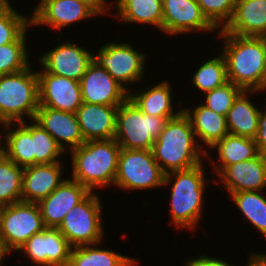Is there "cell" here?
Segmentation results:
<instances>
[{
    "label": "cell",
    "mask_w": 266,
    "mask_h": 266,
    "mask_svg": "<svg viewBox=\"0 0 266 266\" xmlns=\"http://www.w3.org/2000/svg\"><path fill=\"white\" fill-rule=\"evenodd\" d=\"M93 54V61L104 68L127 91L125 83L140 81L145 69V54L130 44L110 42Z\"/></svg>",
    "instance_id": "obj_11"
},
{
    "label": "cell",
    "mask_w": 266,
    "mask_h": 266,
    "mask_svg": "<svg viewBox=\"0 0 266 266\" xmlns=\"http://www.w3.org/2000/svg\"><path fill=\"white\" fill-rule=\"evenodd\" d=\"M231 197L247 220L266 237V198L260 191H240Z\"/></svg>",
    "instance_id": "obj_31"
},
{
    "label": "cell",
    "mask_w": 266,
    "mask_h": 266,
    "mask_svg": "<svg viewBox=\"0 0 266 266\" xmlns=\"http://www.w3.org/2000/svg\"><path fill=\"white\" fill-rule=\"evenodd\" d=\"M72 152V179L90 192L114 184L121 147L115 139L89 140Z\"/></svg>",
    "instance_id": "obj_3"
},
{
    "label": "cell",
    "mask_w": 266,
    "mask_h": 266,
    "mask_svg": "<svg viewBox=\"0 0 266 266\" xmlns=\"http://www.w3.org/2000/svg\"><path fill=\"white\" fill-rule=\"evenodd\" d=\"M237 0H197L202 13L217 29L225 28L233 17ZM224 21V23H223Z\"/></svg>",
    "instance_id": "obj_37"
},
{
    "label": "cell",
    "mask_w": 266,
    "mask_h": 266,
    "mask_svg": "<svg viewBox=\"0 0 266 266\" xmlns=\"http://www.w3.org/2000/svg\"><path fill=\"white\" fill-rule=\"evenodd\" d=\"M89 193L79 182L65 179L50 195L37 203L46 228H58L66 214Z\"/></svg>",
    "instance_id": "obj_17"
},
{
    "label": "cell",
    "mask_w": 266,
    "mask_h": 266,
    "mask_svg": "<svg viewBox=\"0 0 266 266\" xmlns=\"http://www.w3.org/2000/svg\"><path fill=\"white\" fill-rule=\"evenodd\" d=\"M203 164L165 174L164 186L172 182L170 213L176 227L193 229L197 225L203 206L206 179ZM172 176L174 178H172Z\"/></svg>",
    "instance_id": "obj_4"
},
{
    "label": "cell",
    "mask_w": 266,
    "mask_h": 266,
    "mask_svg": "<svg viewBox=\"0 0 266 266\" xmlns=\"http://www.w3.org/2000/svg\"><path fill=\"white\" fill-rule=\"evenodd\" d=\"M192 77L194 85L204 93L228 82L226 62L223 55L221 54L200 65Z\"/></svg>",
    "instance_id": "obj_32"
},
{
    "label": "cell",
    "mask_w": 266,
    "mask_h": 266,
    "mask_svg": "<svg viewBox=\"0 0 266 266\" xmlns=\"http://www.w3.org/2000/svg\"><path fill=\"white\" fill-rule=\"evenodd\" d=\"M72 246L57 228H45L28 239L18 251H23L41 266H68Z\"/></svg>",
    "instance_id": "obj_12"
},
{
    "label": "cell",
    "mask_w": 266,
    "mask_h": 266,
    "mask_svg": "<svg viewBox=\"0 0 266 266\" xmlns=\"http://www.w3.org/2000/svg\"><path fill=\"white\" fill-rule=\"evenodd\" d=\"M211 148H216L220 163L214 166L218 175L225 167L257 157L260 153L254 139L227 134Z\"/></svg>",
    "instance_id": "obj_26"
},
{
    "label": "cell",
    "mask_w": 266,
    "mask_h": 266,
    "mask_svg": "<svg viewBox=\"0 0 266 266\" xmlns=\"http://www.w3.org/2000/svg\"><path fill=\"white\" fill-rule=\"evenodd\" d=\"M23 170L0 151V207L22 201Z\"/></svg>",
    "instance_id": "obj_30"
},
{
    "label": "cell",
    "mask_w": 266,
    "mask_h": 266,
    "mask_svg": "<svg viewBox=\"0 0 266 266\" xmlns=\"http://www.w3.org/2000/svg\"><path fill=\"white\" fill-rule=\"evenodd\" d=\"M79 83L84 103L119 106L129 97V92L94 61Z\"/></svg>",
    "instance_id": "obj_13"
},
{
    "label": "cell",
    "mask_w": 266,
    "mask_h": 266,
    "mask_svg": "<svg viewBox=\"0 0 266 266\" xmlns=\"http://www.w3.org/2000/svg\"><path fill=\"white\" fill-rule=\"evenodd\" d=\"M254 140L259 153L266 156V109L265 112L260 111L258 129Z\"/></svg>",
    "instance_id": "obj_38"
},
{
    "label": "cell",
    "mask_w": 266,
    "mask_h": 266,
    "mask_svg": "<svg viewBox=\"0 0 266 266\" xmlns=\"http://www.w3.org/2000/svg\"><path fill=\"white\" fill-rule=\"evenodd\" d=\"M95 192H90L64 217L57 228L72 247L80 245L96 246L103 237L101 209L102 203Z\"/></svg>",
    "instance_id": "obj_8"
},
{
    "label": "cell",
    "mask_w": 266,
    "mask_h": 266,
    "mask_svg": "<svg viewBox=\"0 0 266 266\" xmlns=\"http://www.w3.org/2000/svg\"><path fill=\"white\" fill-rule=\"evenodd\" d=\"M218 177L230 194L240 191H260L266 187V156L237 162L225 167Z\"/></svg>",
    "instance_id": "obj_19"
},
{
    "label": "cell",
    "mask_w": 266,
    "mask_h": 266,
    "mask_svg": "<svg viewBox=\"0 0 266 266\" xmlns=\"http://www.w3.org/2000/svg\"><path fill=\"white\" fill-rule=\"evenodd\" d=\"M185 266H233L221 260L220 258H212L207 256H200L196 259L188 261Z\"/></svg>",
    "instance_id": "obj_39"
},
{
    "label": "cell",
    "mask_w": 266,
    "mask_h": 266,
    "mask_svg": "<svg viewBox=\"0 0 266 266\" xmlns=\"http://www.w3.org/2000/svg\"><path fill=\"white\" fill-rule=\"evenodd\" d=\"M262 40L263 49H264V61H265V67H266V34L259 36Z\"/></svg>",
    "instance_id": "obj_41"
},
{
    "label": "cell",
    "mask_w": 266,
    "mask_h": 266,
    "mask_svg": "<svg viewBox=\"0 0 266 266\" xmlns=\"http://www.w3.org/2000/svg\"><path fill=\"white\" fill-rule=\"evenodd\" d=\"M246 266H266V254H251Z\"/></svg>",
    "instance_id": "obj_40"
},
{
    "label": "cell",
    "mask_w": 266,
    "mask_h": 266,
    "mask_svg": "<svg viewBox=\"0 0 266 266\" xmlns=\"http://www.w3.org/2000/svg\"><path fill=\"white\" fill-rule=\"evenodd\" d=\"M31 25V18L19 14L9 3H0V45L15 42Z\"/></svg>",
    "instance_id": "obj_33"
},
{
    "label": "cell",
    "mask_w": 266,
    "mask_h": 266,
    "mask_svg": "<svg viewBox=\"0 0 266 266\" xmlns=\"http://www.w3.org/2000/svg\"><path fill=\"white\" fill-rule=\"evenodd\" d=\"M118 106L82 102L76 111L84 141L115 138Z\"/></svg>",
    "instance_id": "obj_20"
},
{
    "label": "cell",
    "mask_w": 266,
    "mask_h": 266,
    "mask_svg": "<svg viewBox=\"0 0 266 266\" xmlns=\"http://www.w3.org/2000/svg\"><path fill=\"white\" fill-rule=\"evenodd\" d=\"M105 0H41L31 18V25L47 24L61 30L71 23L107 13Z\"/></svg>",
    "instance_id": "obj_10"
},
{
    "label": "cell",
    "mask_w": 266,
    "mask_h": 266,
    "mask_svg": "<svg viewBox=\"0 0 266 266\" xmlns=\"http://www.w3.org/2000/svg\"><path fill=\"white\" fill-rule=\"evenodd\" d=\"M202 149L197 143L189 117L182 111L176 117L167 120L153 144L152 153L166 174L201 164V158L207 155Z\"/></svg>",
    "instance_id": "obj_2"
},
{
    "label": "cell",
    "mask_w": 266,
    "mask_h": 266,
    "mask_svg": "<svg viewBox=\"0 0 266 266\" xmlns=\"http://www.w3.org/2000/svg\"><path fill=\"white\" fill-rule=\"evenodd\" d=\"M171 90L169 83L163 81L150 89L146 88V91L140 93L135 91L134 95H130L129 92V98L144 114L158 117H176L183 109L174 113Z\"/></svg>",
    "instance_id": "obj_25"
},
{
    "label": "cell",
    "mask_w": 266,
    "mask_h": 266,
    "mask_svg": "<svg viewBox=\"0 0 266 266\" xmlns=\"http://www.w3.org/2000/svg\"><path fill=\"white\" fill-rule=\"evenodd\" d=\"M121 21L147 23L162 30V0H115Z\"/></svg>",
    "instance_id": "obj_28"
},
{
    "label": "cell",
    "mask_w": 266,
    "mask_h": 266,
    "mask_svg": "<svg viewBox=\"0 0 266 266\" xmlns=\"http://www.w3.org/2000/svg\"><path fill=\"white\" fill-rule=\"evenodd\" d=\"M165 173L152 150L121 148L114 184L123 189H149L164 186Z\"/></svg>",
    "instance_id": "obj_9"
},
{
    "label": "cell",
    "mask_w": 266,
    "mask_h": 266,
    "mask_svg": "<svg viewBox=\"0 0 266 266\" xmlns=\"http://www.w3.org/2000/svg\"><path fill=\"white\" fill-rule=\"evenodd\" d=\"M0 3H9L8 0H0Z\"/></svg>",
    "instance_id": "obj_43"
},
{
    "label": "cell",
    "mask_w": 266,
    "mask_h": 266,
    "mask_svg": "<svg viewBox=\"0 0 266 266\" xmlns=\"http://www.w3.org/2000/svg\"><path fill=\"white\" fill-rule=\"evenodd\" d=\"M45 228L37 203L20 201L0 207V242L8 254Z\"/></svg>",
    "instance_id": "obj_7"
},
{
    "label": "cell",
    "mask_w": 266,
    "mask_h": 266,
    "mask_svg": "<svg viewBox=\"0 0 266 266\" xmlns=\"http://www.w3.org/2000/svg\"><path fill=\"white\" fill-rule=\"evenodd\" d=\"M61 171L60 162L24 167L22 201L38 203L50 195L64 181Z\"/></svg>",
    "instance_id": "obj_21"
},
{
    "label": "cell",
    "mask_w": 266,
    "mask_h": 266,
    "mask_svg": "<svg viewBox=\"0 0 266 266\" xmlns=\"http://www.w3.org/2000/svg\"><path fill=\"white\" fill-rule=\"evenodd\" d=\"M256 91H242L234 100L226 115L229 134L254 139L259 124L260 110L247 98L248 93Z\"/></svg>",
    "instance_id": "obj_23"
},
{
    "label": "cell",
    "mask_w": 266,
    "mask_h": 266,
    "mask_svg": "<svg viewBox=\"0 0 266 266\" xmlns=\"http://www.w3.org/2000/svg\"><path fill=\"white\" fill-rule=\"evenodd\" d=\"M218 34L226 42L222 55L228 81L244 91H265L266 67L261 38L232 35L223 29Z\"/></svg>",
    "instance_id": "obj_1"
},
{
    "label": "cell",
    "mask_w": 266,
    "mask_h": 266,
    "mask_svg": "<svg viewBox=\"0 0 266 266\" xmlns=\"http://www.w3.org/2000/svg\"><path fill=\"white\" fill-rule=\"evenodd\" d=\"M223 30L232 35L266 34V0H237L232 19Z\"/></svg>",
    "instance_id": "obj_22"
},
{
    "label": "cell",
    "mask_w": 266,
    "mask_h": 266,
    "mask_svg": "<svg viewBox=\"0 0 266 266\" xmlns=\"http://www.w3.org/2000/svg\"><path fill=\"white\" fill-rule=\"evenodd\" d=\"M25 37L26 31L15 42L0 45V75L20 72L30 66Z\"/></svg>",
    "instance_id": "obj_34"
},
{
    "label": "cell",
    "mask_w": 266,
    "mask_h": 266,
    "mask_svg": "<svg viewBox=\"0 0 266 266\" xmlns=\"http://www.w3.org/2000/svg\"><path fill=\"white\" fill-rule=\"evenodd\" d=\"M68 266H133L138 262L128 256L89 245L72 247Z\"/></svg>",
    "instance_id": "obj_29"
},
{
    "label": "cell",
    "mask_w": 266,
    "mask_h": 266,
    "mask_svg": "<svg viewBox=\"0 0 266 266\" xmlns=\"http://www.w3.org/2000/svg\"><path fill=\"white\" fill-rule=\"evenodd\" d=\"M34 121L55 139L63 152L66 151L64 142L70 145V152L85 142L76 113L39 106Z\"/></svg>",
    "instance_id": "obj_18"
},
{
    "label": "cell",
    "mask_w": 266,
    "mask_h": 266,
    "mask_svg": "<svg viewBox=\"0 0 266 266\" xmlns=\"http://www.w3.org/2000/svg\"><path fill=\"white\" fill-rule=\"evenodd\" d=\"M192 110L183 109V112L189 117L195 138L197 137L198 139L199 137L208 147H212L229 134L226 116L208 109L203 104Z\"/></svg>",
    "instance_id": "obj_24"
},
{
    "label": "cell",
    "mask_w": 266,
    "mask_h": 266,
    "mask_svg": "<svg viewBox=\"0 0 266 266\" xmlns=\"http://www.w3.org/2000/svg\"><path fill=\"white\" fill-rule=\"evenodd\" d=\"M243 90L235 86L231 81L226 82L211 91L205 92V104L208 109L226 116L233 105L234 100Z\"/></svg>",
    "instance_id": "obj_36"
},
{
    "label": "cell",
    "mask_w": 266,
    "mask_h": 266,
    "mask_svg": "<svg viewBox=\"0 0 266 266\" xmlns=\"http://www.w3.org/2000/svg\"><path fill=\"white\" fill-rule=\"evenodd\" d=\"M32 124L33 154L35 164H50L59 162L63 150L55 139L35 121Z\"/></svg>",
    "instance_id": "obj_35"
},
{
    "label": "cell",
    "mask_w": 266,
    "mask_h": 266,
    "mask_svg": "<svg viewBox=\"0 0 266 266\" xmlns=\"http://www.w3.org/2000/svg\"><path fill=\"white\" fill-rule=\"evenodd\" d=\"M144 114L128 97L118 106L115 140L121 148L152 150L168 119Z\"/></svg>",
    "instance_id": "obj_6"
},
{
    "label": "cell",
    "mask_w": 266,
    "mask_h": 266,
    "mask_svg": "<svg viewBox=\"0 0 266 266\" xmlns=\"http://www.w3.org/2000/svg\"><path fill=\"white\" fill-rule=\"evenodd\" d=\"M7 255V252L4 250L2 243L0 242V266L3 261L4 256Z\"/></svg>",
    "instance_id": "obj_42"
},
{
    "label": "cell",
    "mask_w": 266,
    "mask_h": 266,
    "mask_svg": "<svg viewBox=\"0 0 266 266\" xmlns=\"http://www.w3.org/2000/svg\"><path fill=\"white\" fill-rule=\"evenodd\" d=\"M19 125V126H18ZM15 130L5 134L6 145L0 146V151L14 163L21 167L35 165L33 154L32 124L19 122Z\"/></svg>",
    "instance_id": "obj_27"
},
{
    "label": "cell",
    "mask_w": 266,
    "mask_h": 266,
    "mask_svg": "<svg viewBox=\"0 0 266 266\" xmlns=\"http://www.w3.org/2000/svg\"><path fill=\"white\" fill-rule=\"evenodd\" d=\"M162 7V31L165 33L175 35L216 30L202 13L197 0H162Z\"/></svg>",
    "instance_id": "obj_16"
},
{
    "label": "cell",
    "mask_w": 266,
    "mask_h": 266,
    "mask_svg": "<svg viewBox=\"0 0 266 266\" xmlns=\"http://www.w3.org/2000/svg\"><path fill=\"white\" fill-rule=\"evenodd\" d=\"M39 59L41 65L45 67L40 72H48L79 82L93 61V54L66 41L46 52Z\"/></svg>",
    "instance_id": "obj_15"
},
{
    "label": "cell",
    "mask_w": 266,
    "mask_h": 266,
    "mask_svg": "<svg viewBox=\"0 0 266 266\" xmlns=\"http://www.w3.org/2000/svg\"><path fill=\"white\" fill-rule=\"evenodd\" d=\"M39 106L76 113L82 105L78 81L48 72H37Z\"/></svg>",
    "instance_id": "obj_14"
},
{
    "label": "cell",
    "mask_w": 266,
    "mask_h": 266,
    "mask_svg": "<svg viewBox=\"0 0 266 266\" xmlns=\"http://www.w3.org/2000/svg\"><path fill=\"white\" fill-rule=\"evenodd\" d=\"M30 67L0 75V123L7 130L25 115L34 120L39 108L38 76Z\"/></svg>",
    "instance_id": "obj_5"
}]
</instances>
